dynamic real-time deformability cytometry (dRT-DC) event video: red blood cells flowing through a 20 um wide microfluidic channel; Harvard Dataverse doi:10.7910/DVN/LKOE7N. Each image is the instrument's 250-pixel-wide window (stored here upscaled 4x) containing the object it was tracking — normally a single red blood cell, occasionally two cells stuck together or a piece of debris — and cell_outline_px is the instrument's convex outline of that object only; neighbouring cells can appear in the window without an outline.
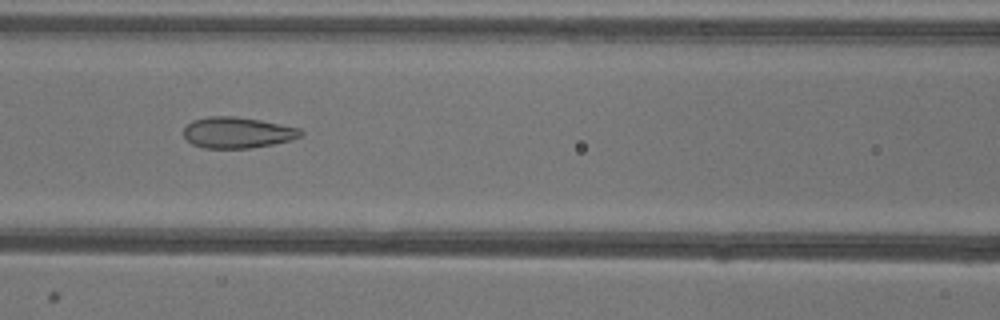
{"species": "common noctule bat (a hibernating species)", "species_latin": "Nyctalus noctula", "temperature_condition": "warm", "stored_images_in_passage": 32, "camera_frame_rate_fps": 3000, "um_per_image_px": 0.085, "animal": {"sex": "female"}, "frame": {"image": 1, "passage_image": 7, "time_ms": 2.0, "image_size_px": [1000, 320], "cell_outline_px": [[304, 132], [300, 136], [292, 140], [272, 144], [248, 148], [204, 148], [192, 144], [184, 136], [184, 128], [192, 120], [208, 116], [236, 116], [260, 120], [300, 128]], "centroid_in_image_um": [20.18, 11.26], "position_along_channel_um": 146.4, "area_um2": 21.15}}
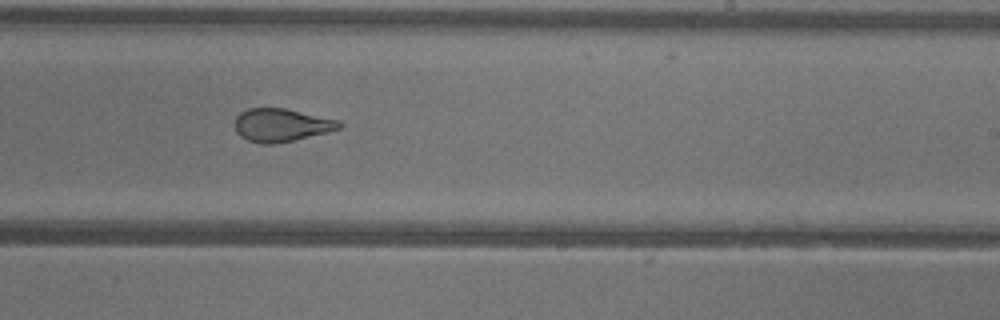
{"frame": {"image": 2, "passage_image": 16, "time_ms": 5.0, "image_size_px": [1000, 320], "cell_outline_px": [[344, 124], [340, 128], [328, 132], [292, 140], [272, 144], [260, 144], [248, 140], [240, 136], [236, 132], [236, 116], [240, 112], [248, 108], [284, 108], [340, 120]], "centroid_in_image_um": [23.92, 10.62], "position_along_channel_um": 265.1, "area_um2": 20.06}}
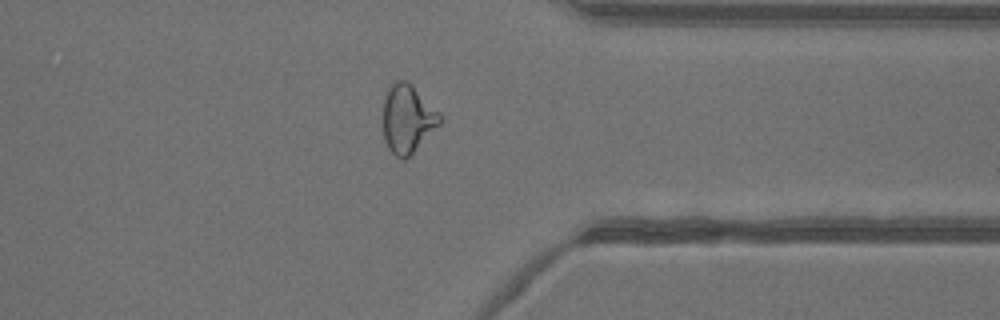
{"frame": {"image": 3, "passage_image": 25, "time_ms": 8.0, "image_size_px": [1000, 320], "cell_outline_px": [[444, 120], [404, 160], [396, 156], [388, 148], [384, 140], [384, 100], [388, 88], [396, 80], [408, 80], [444, 116]], "centroid_in_image_um": [34.67, 10.06], "position_along_channel_um": 376.7, "area_um2": 22.54}}